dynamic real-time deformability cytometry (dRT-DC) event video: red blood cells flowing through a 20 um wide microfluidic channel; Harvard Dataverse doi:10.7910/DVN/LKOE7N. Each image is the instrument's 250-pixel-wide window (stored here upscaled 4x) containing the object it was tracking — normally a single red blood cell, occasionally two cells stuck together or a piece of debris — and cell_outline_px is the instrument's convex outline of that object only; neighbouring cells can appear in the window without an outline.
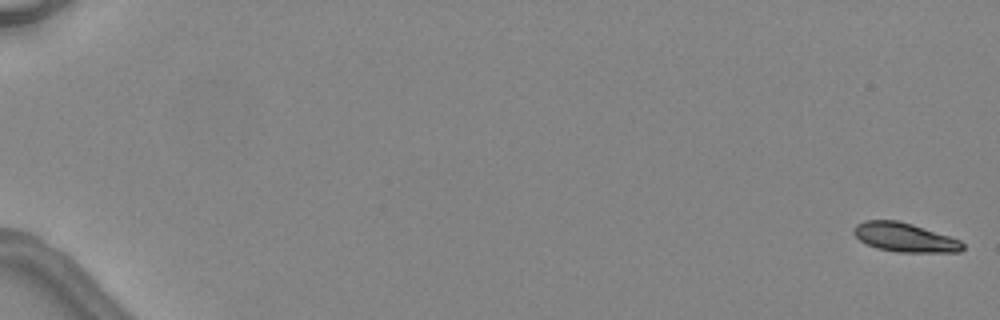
{"species": "common noctule bat (a hibernating species)", "species_latin": "Nyctalus noctula", "temperature_condition": "warm", "stored_images_in_passage": 5, "camera_frame_rate_fps": 3000, "um_per_image_px": 0.085, "animal": {"sex": "female", "body_mass_g": 24.6, "forearm_length_mm": 56.2}, "frame": {"image": 1, "passage_image": 1, "time_ms": 0.0, "image_size_px": [1000, 320], "cell_outline_px": [[964, 248], [960, 252], [900, 252], [876, 248], [860, 240], [852, 232], [856, 224], [864, 220], [896, 220], [912, 224], [960, 240], [964, 244]], "centroid_in_image_um": [76.89, 20.18], "position_along_channel_um": 8.1, "area_um2": 18.26}}
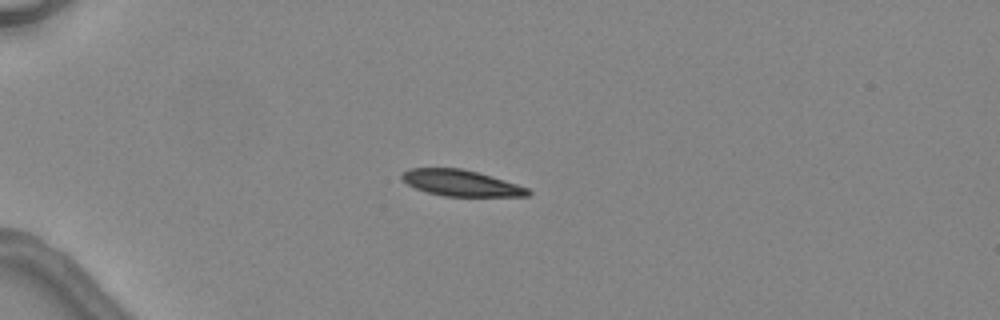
{"frame": {"image": 2, "passage_image": 5, "time_ms": 4.667, "image_size_px": [1000, 320], "cell_outline_px": [[532, 192], [528, 196], [444, 196], [428, 192], [416, 188], [408, 184], [400, 176], [408, 168], [460, 168], [476, 172], [504, 180], [528, 188]], "centroid_in_image_um": [39.18, 15.56], "position_along_channel_um": 45.8, "area_um2": 18.9}}